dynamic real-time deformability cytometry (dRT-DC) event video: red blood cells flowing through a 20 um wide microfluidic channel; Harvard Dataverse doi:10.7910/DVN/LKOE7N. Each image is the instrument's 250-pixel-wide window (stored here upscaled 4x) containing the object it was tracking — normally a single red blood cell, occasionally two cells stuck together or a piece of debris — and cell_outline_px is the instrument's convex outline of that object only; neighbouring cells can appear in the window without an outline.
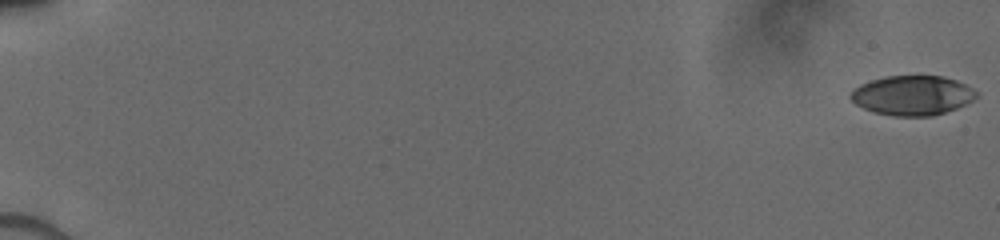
{"species": "human", "species_latin": "Homo sapiens", "temperature_condition": "cold", "stored_images_in_passage": 28, "camera_frame_rate_fps": 3000, "um_per_image_px": 0.085, "donor": {"sex": "male"}, "frame": {"image": 1, "passage_image": 1, "time_ms": 0.0, "image_size_px": [1000, 240], "cell_outline_px": [[976, 96], [972, 100], [956, 108], [932, 116], [892, 116], [872, 112], [856, 104], [848, 96], [860, 84], [884, 76], [944, 76], [956, 80], [964, 84], [976, 92]], "centroid_in_image_um": [77.51, 8.11], "position_along_channel_um": 7.5, "area_um2": 28.78}}
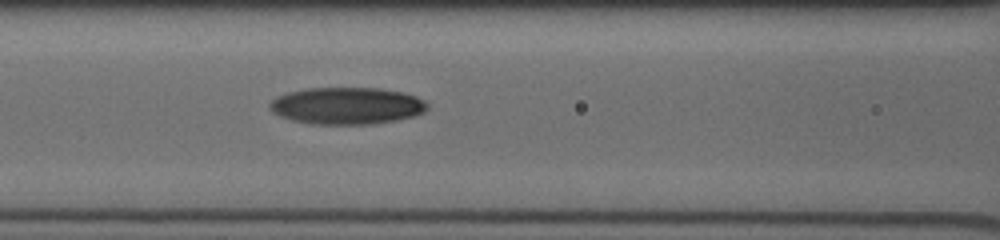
{"frame": {"image": 2, "passage_image": 17, "time_ms": 8.333, "image_size_px": [1000, 240], "cell_outline_px": [[428, 108], [424, 112], [416, 116], [396, 120], [372, 124], [308, 124], [292, 120], [280, 116], [272, 112], [268, 108], [268, 104], [276, 96], [288, 92], [308, 88], [376, 88], [404, 92], [416, 96], [424, 100], [428, 104]], "centroid_in_image_um": [29.47, 8.99], "position_along_channel_um": 137.1, "area_um2": 34.28}}
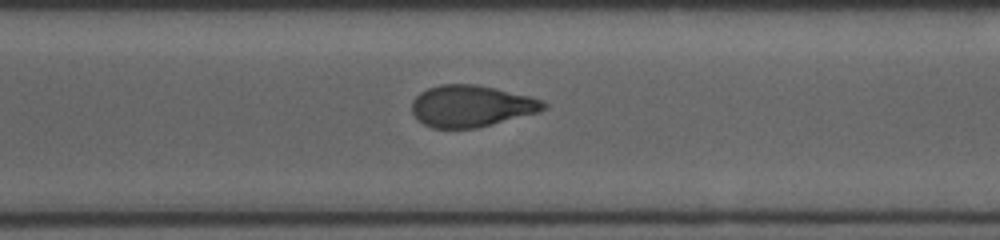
{"frame": {"image": 3, "passage_image": 28, "time_ms": 13.0, "image_size_px": [1000, 240], "cell_outline_px": [[548, 108], [540, 112], [476, 128], [432, 128], [424, 124], [412, 112], [412, 100], [420, 92], [428, 88], [440, 84], [476, 84], [496, 88], [544, 100], [548, 104]], "centroid_in_image_um": [40.09, 9.01], "position_along_channel_um": 330.5, "area_um2": 32.02}}